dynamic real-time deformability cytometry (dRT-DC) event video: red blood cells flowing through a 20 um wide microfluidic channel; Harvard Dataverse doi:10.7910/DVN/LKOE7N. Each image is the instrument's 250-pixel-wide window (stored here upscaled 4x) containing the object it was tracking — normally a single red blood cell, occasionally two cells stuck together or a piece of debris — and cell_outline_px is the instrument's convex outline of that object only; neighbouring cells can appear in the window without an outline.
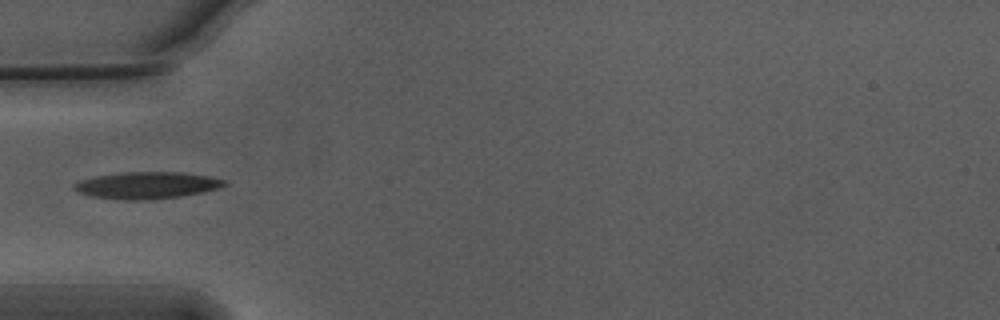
{"species": "Egyptian fruit bat (a non-hibernating species)", "species_latin": "Rousettus aegyptiacus", "temperature_condition": "warm", "stored_images_in_passage": 7, "camera_frame_rate_fps": 3000, "um_per_image_px": 0.085, "animal": {"sex": "male"}, "frame": {"image": 1, "passage_image": 1, "time_ms": 0.0, "image_size_px": [1000, 320], "cell_outline_px": [[228, 184], [220, 188], [180, 196], [148, 200], [128, 200], [92, 196], [76, 192], [72, 188], [72, 184], [80, 180], [96, 176], [124, 172], [180, 172], [208, 176], [224, 180]], "centroid_in_image_um": [12.45, 15.75], "position_along_channel_um": 72.6, "area_um2": 23.41}}
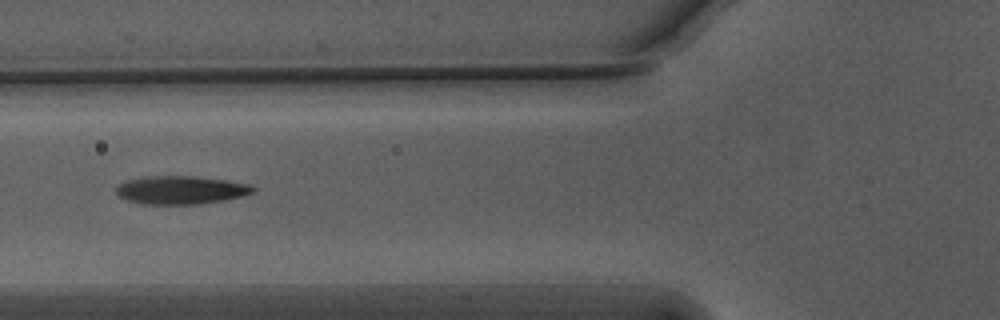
{"frame": {"image": 2, "passage_image": 4, "time_ms": 1.0, "image_size_px": [1000, 320], "cell_outline_px": [[256, 192], [244, 196], [224, 200], [200, 204], [140, 204], [128, 200], [120, 196], [116, 192], [116, 188], [124, 180], [144, 176], [196, 176], [224, 180], [248, 184], [256, 188]], "centroid_in_image_um": [15.38, 16.15], "position_along_channel_um": 110.4, "area_um2": 22.66}}